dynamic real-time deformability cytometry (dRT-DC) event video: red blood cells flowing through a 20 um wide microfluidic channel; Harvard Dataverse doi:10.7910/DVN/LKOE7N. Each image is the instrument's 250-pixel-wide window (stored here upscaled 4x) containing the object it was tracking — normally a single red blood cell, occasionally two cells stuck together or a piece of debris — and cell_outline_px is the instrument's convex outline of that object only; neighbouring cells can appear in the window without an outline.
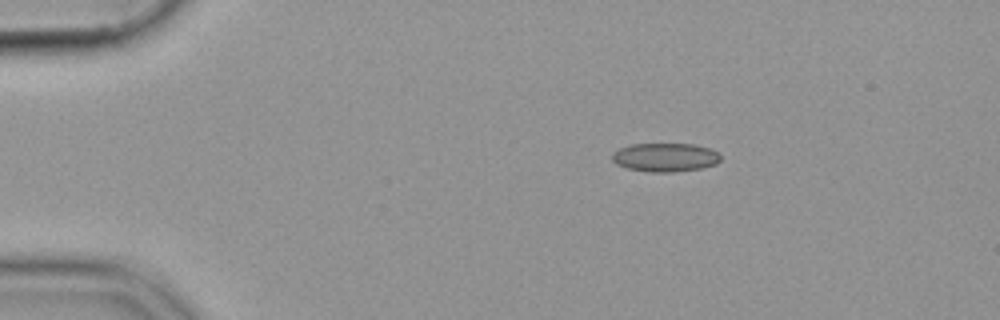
{"species": "common noctule bat (a hibernating species)", "species_latin": "Nyctalus noctula", "temperature_condition": "cold", "stored_images_in_passage": 46, "camera_frame_rate_fps": 3000, "um_per_image_px": 0.085, "animal": {"sex": "female", "body_mass_g": 19.9}, "frame": {"image": 1, "passage_image": 1, "time_ms": 0.0, "image_size_px": [1000, 320], "cell_outline_px": [[720, 160], [716, 164], [700, 168], [672, 172], [652, 172], [628, 168], [616, 164], [612, 160], [612, 152], [628, 144], [696, 144], [712, 148], [720, 156]], "centroid_in_image_um": [56.53, 13.36], "position_along_channel_um": 28.5, "area_um2": 18.15}}
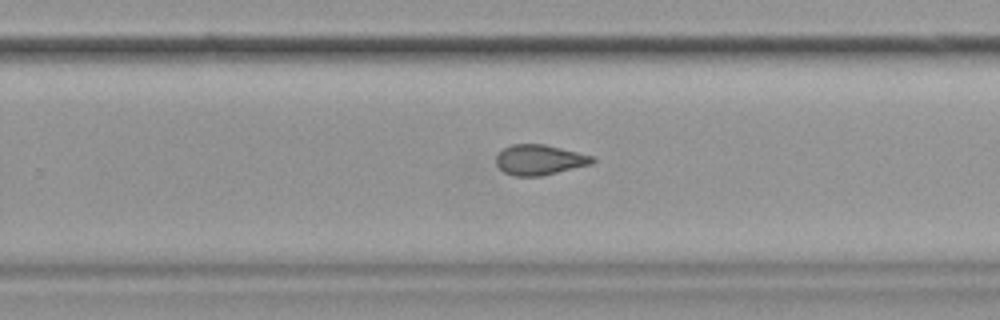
{"frame": {"image": 2, "passage_image": 27, "time_ms": 8.667, "image_size_px": [1000, 320], "cell_outline_px": [[596, 160], [592, 164], [540, 176], [512, 176], [504, 172], [496, 164], [496, 156], [504, 148], [512, 144], [544, 144], [592, 156]], "centroid_in_image_um": [45.84, 13.59], "position_along_channel_um": 284.0, "area_um2": 16.82}}
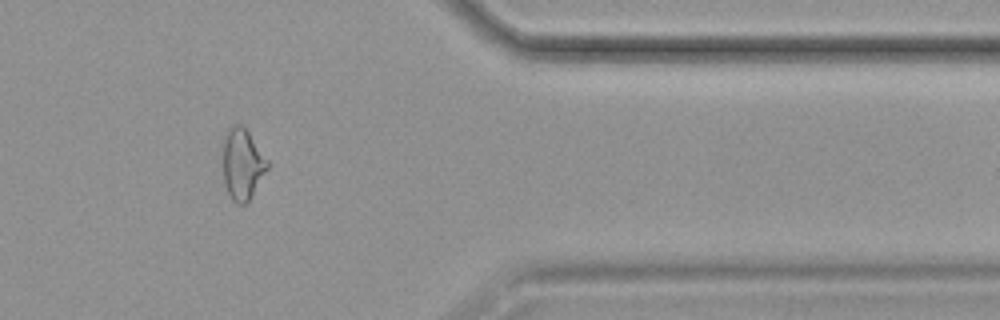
{"frame": {"image": 3, "passage_image": 37, "time_ms": 12.0, "image_size_px": [1000, 320], "cell_outline_px": [[268, 168], [248, 204], [236, 204], [232, 200], [228, 192], [224, 180], [224, 136], [236, 124], [240, 124], [248, 132], [268, 160]], "centroid_in_image_um": [20.63, 14.01], "position_along_channel_um": 390.8, "area_um2": 18.09}}